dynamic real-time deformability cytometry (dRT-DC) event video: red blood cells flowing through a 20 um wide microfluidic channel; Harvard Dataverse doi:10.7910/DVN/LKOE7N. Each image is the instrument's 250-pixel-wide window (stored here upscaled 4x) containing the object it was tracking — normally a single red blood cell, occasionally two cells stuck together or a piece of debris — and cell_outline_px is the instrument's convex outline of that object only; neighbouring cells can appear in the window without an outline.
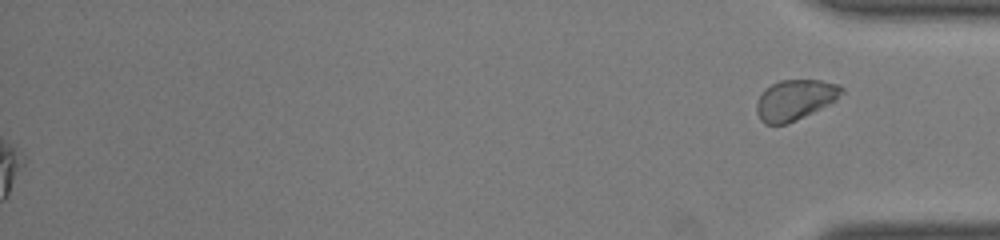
{"species": "common noctule bat (a hibernating species)", "species_latin": "Nyctalus noctula", "temperature_condition": "room temperature", "stored_images_in_passage": 51, "segment_of_instrument_passage": [2, 2], "camera_frame_rate_fps": 3000, "um_per_image_px": 0.085, "animal": {"sex": "male", "body_mass_g": 19.0, "forearm_length_mm": 50.8}, "frame": {"image": 1, "passage_image": 51, "time_ms": 16.667, "image_size_px": [1000, 240], "cell_outline_px": [[844, 92], [836, 100], [812, 112], [784, 124], [764, 124], [760, 120], [756, 112], [756, 104], [764, 88], [780, 80], [820, 80], [840, 84], [844, 88]], "centroid_in_image_um": [67.57, 8.46], "position_along_channel_um": 367.6, "area_um2": 19.88}}